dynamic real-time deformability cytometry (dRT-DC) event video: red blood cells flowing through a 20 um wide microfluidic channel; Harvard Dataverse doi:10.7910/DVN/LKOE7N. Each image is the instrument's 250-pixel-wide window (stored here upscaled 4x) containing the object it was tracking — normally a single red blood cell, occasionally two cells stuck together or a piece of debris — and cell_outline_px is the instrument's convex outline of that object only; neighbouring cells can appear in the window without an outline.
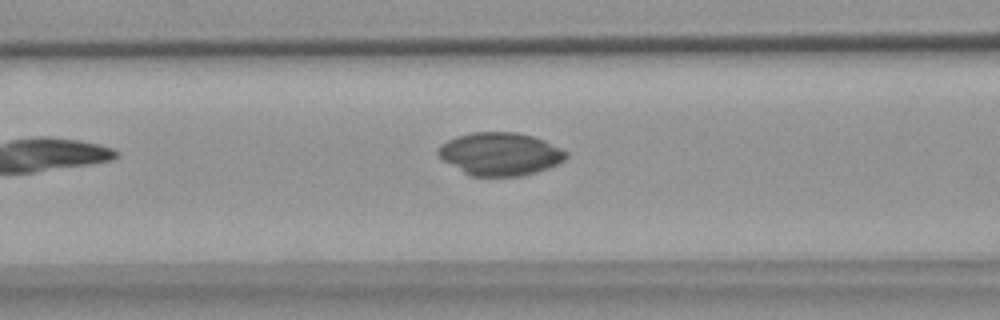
{"species": "common noctule bat (a hibernating species)", "species_latin": "Nyctalus noctula", "temperature_condition": "warm", "stored_images_in_passage": 6, "segment_of_instrument_passage": [2, 2], "camera_frame_rate_fps": 3000, "um_per_image_px": 0.085, "animal": {"sex": "female", "body_mass_g": 18.4}, "frame": {"image": 1, "passage_image": 6, "time_ms": 7.333, "image_size_px": [1000, 320], "cell_outline_px": [[568, 156], [564, 160], [548, 168], [536, 172], [520, 176], [472, 176], [464, 172], [444, 160], [436, 152], [440, 144], [456, 136], [472, 132], [516, 132], [532, 136], [544, 140], [568, 152]], "centroid_in_image_um": [42.51, 13.08], "position_along_channel_um": 124.1, "area_um2": 31.79}}